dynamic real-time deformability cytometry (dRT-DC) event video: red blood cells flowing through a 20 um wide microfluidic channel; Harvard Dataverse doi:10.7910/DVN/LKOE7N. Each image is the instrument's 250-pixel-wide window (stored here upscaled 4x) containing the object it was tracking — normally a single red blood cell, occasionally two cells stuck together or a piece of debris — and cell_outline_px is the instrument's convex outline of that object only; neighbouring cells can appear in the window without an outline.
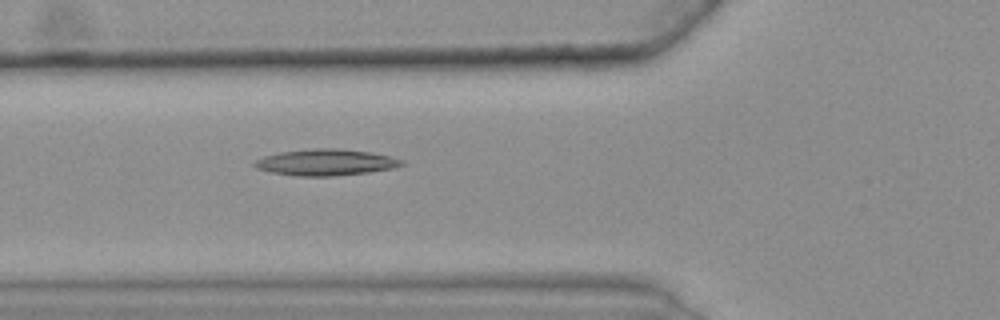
{"species": "common noctule bat (a hibernating species)", "species_latin": "Nyctalus noctula", "temperature_condition": "warm", "stored_images_in_passage": 42, "camera_frame_rate_fps": 3000, "um_per_image_px": 0.085, "animal": {"sex": "female", "body_mass_g": 25.1}, "frame": {"image": 1, "passage_image": 13, "time_ms": 4.0, "image_size_px": [1000, 320], "cell_outline_px": [[404, 164], [392, 168], [368, 172], [332, 176], [296, 176], [272, 172], [256, 168], [252, 164], [256, 160], [264, 156], [280, 152], [312, 148], [336, 148], [368, 152], [388, 156], [404, 160]], "centroid_in_image_um": [27.66, 13.8], "position_along_channel_um": 98.1, "area_um2": 22.37}}
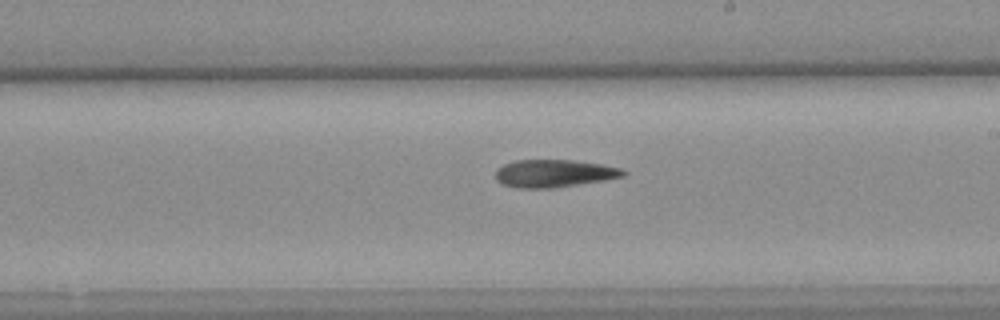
{"frame": {"image": 2, "passage_image": 25, "time_ms": 8.0, "image_size_px": [1000, 320], "cell_outline_px": [[628, 172], [624, 176], [604, 180], [556, 188], [516, 188], [504, 184], [496, 180], [496, 168], [504, 164], [516, 160], [572, 160], [600, 164], [624, 168]], "centroid_in_image_um": [47.11, 14.74], "position_along_channel_um": 241.9, "area_um2": 20.69}}
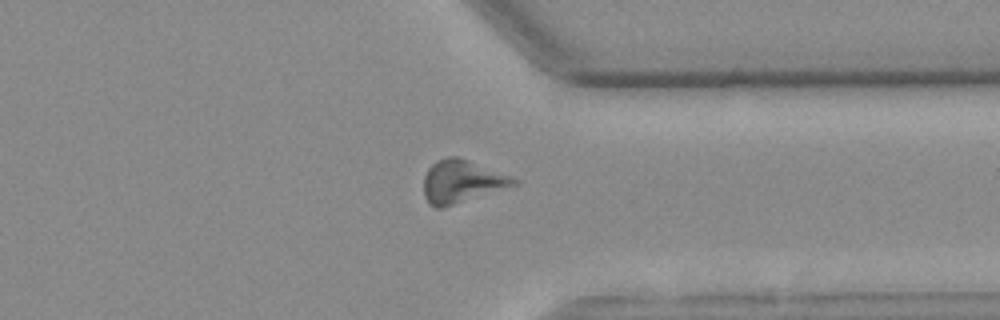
{"frame": {"image": 3, "passage_image": 36, "time_ms": 11.667, "image_size_px": [1000, 320], "cell_outline_px": [[520, 184], [444, 208], [436, 208], [428, 204], [424, 196], [424, 176], [428, 168], [436, 160], [448, 156], [456, 156], [468, 160], [512, 176], [520, 180]], "centroid_in_image_um": [39.26, 15.44], "position_along_channel_um": 372.1, "area_um2": 22.77}}